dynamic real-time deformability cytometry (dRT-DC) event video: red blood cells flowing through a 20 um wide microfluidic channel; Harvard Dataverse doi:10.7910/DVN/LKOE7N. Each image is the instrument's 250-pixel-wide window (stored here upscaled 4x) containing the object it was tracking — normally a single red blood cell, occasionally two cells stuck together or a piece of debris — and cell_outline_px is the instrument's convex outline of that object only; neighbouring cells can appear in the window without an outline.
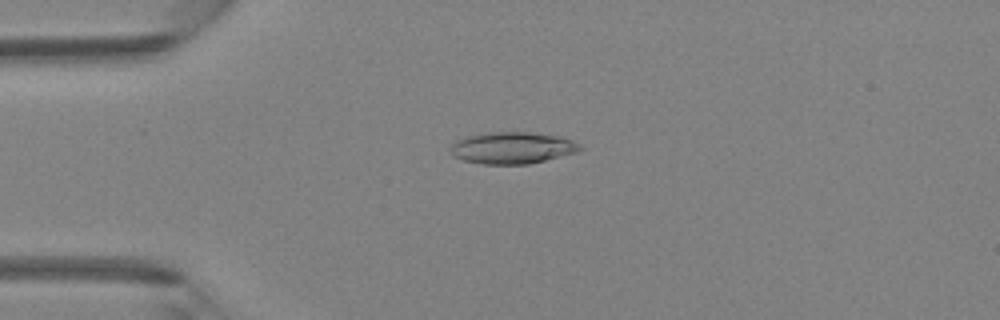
{"species": "Egyptian fruit bat (a non-hibernating species)", "species_latin": "Rousettus aegyptiacus", "temperature_condition": "room temperature", "stored_images_in_passage": 36, "camera_frame_rate_fps": 3000, "um_per_image_px": 0.085, "animal": {"sex": "female"}, "frame": {"image": 1, "passage_image": 2, "time_ms": 0.333, "image_size_px": [1000, 320], "cell_outline_px": [[584, 148], [576, 152], [528, 164], [484, 164], [464, 160], [452, 156], [448, 148], [456, 140], [468, 136], [488, 132], [528, 132], [560, 136], [572, 140], [580, 144]], "centroid_in_image_um": [43.52, 12.56], "position_along_channel_um": 41.5, "area_um2": 23.93}}
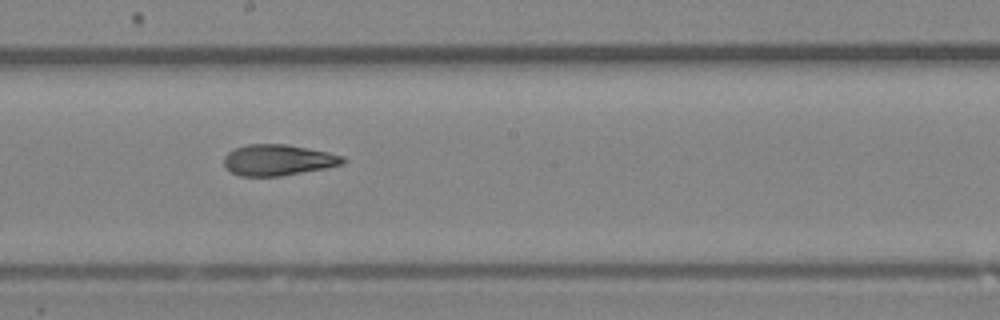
{"frame": {"image": 2, "passage_image": 16, "time_ms": 5.0, "image_size_px": [1000, 320], "cell_outline_px": [[348, 160], [344, 164], [324, 168], [280, 176], [240, 176], [232, 172], [224, 164], [224, 156], [228, 152], [236, 148], [248, 144], [288, 144], [328, 152], [344, 156]], "centroid_in_image_um": [23.66, 13.59], "position_along_channel_um": 224.5, "area_um2": 21.44}}
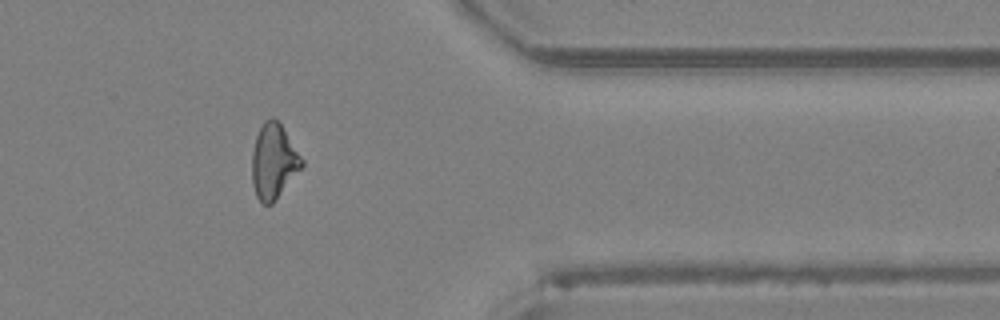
{"frame": {"image": 3, "passage_image": 28, "time_ms": 9.0, "image_size_px": [1000, 320], "cell_outline_px": [[304, 164], [272, 204], [264, 204], [256, 196], [252, 184], [252, 152], [256, 136], [264, 120], [272, 116], [280, 124], [304, 160]], "centroid_in_image_um": [23.24, 13.71], "position_along_channel_um": 388.2, "area_um2": 21.44}}